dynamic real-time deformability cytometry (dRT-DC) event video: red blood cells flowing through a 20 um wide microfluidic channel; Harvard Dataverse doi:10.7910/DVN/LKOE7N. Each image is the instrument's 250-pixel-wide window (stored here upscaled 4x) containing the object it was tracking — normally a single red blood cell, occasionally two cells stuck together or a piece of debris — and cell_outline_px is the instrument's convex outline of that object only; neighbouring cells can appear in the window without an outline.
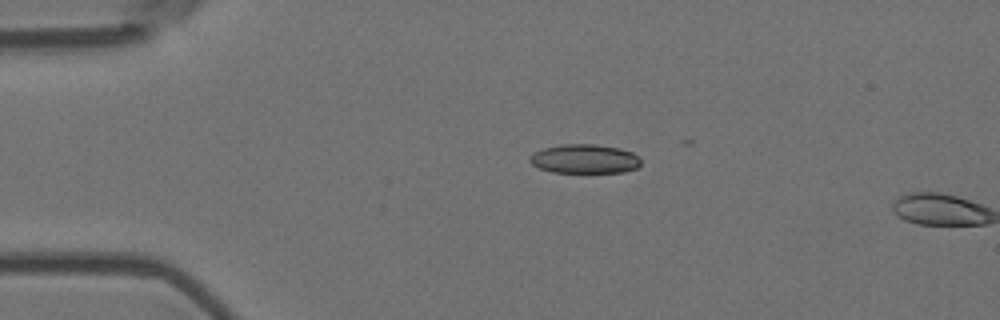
{"species": "Egyptian fruit bat (a non-hibernating species)", "species_latin": "Rousettus aegyptiacus", "temperature_condition": "room temperature", "stored_images_in_passage": 5, "camera_frame_rate_fps": 3000, "um_per_image_px": 0.085, "animal": {"sex": "female"}, "frame": {"image": 1, "passage_image": 4, "time_ms": 1.0, "image_size_px": [1000, 320], "cell_outline_px": [[640, 164], [636, 168], [624, 172], [552, 172], [540, 168], [532, 164], [528, 160], [528, 156], [544, 148], [564, 144], [596, 144], [620, 148], [632, 152], [640, 160]], "centroid_in_image_um": [49.68, 13.5], "position_along_channel_um": 35.3, "area_um2": 18.73}}